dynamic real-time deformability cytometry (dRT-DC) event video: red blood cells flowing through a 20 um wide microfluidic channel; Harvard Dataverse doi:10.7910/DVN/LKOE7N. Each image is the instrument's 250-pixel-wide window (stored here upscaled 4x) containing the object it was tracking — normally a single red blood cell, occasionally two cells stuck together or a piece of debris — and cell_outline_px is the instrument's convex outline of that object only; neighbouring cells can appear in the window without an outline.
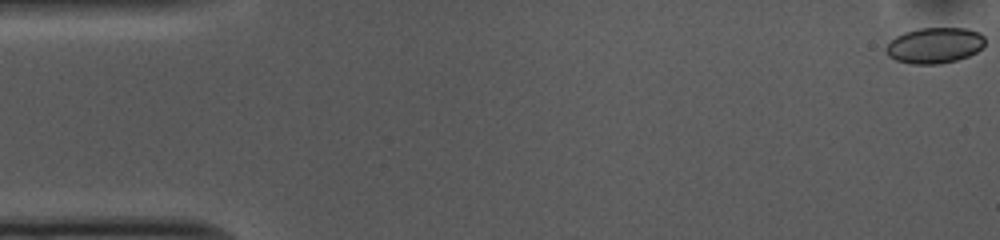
{"species": "common noctule bat (a hibernating species)", "species_latin": "Nyctalus noctula", "temperature_condition": "cold", "stored_images_in_passage": 10, "camera_frame_rate_fps": 3000, "um_per_image_px": 0.085, "animal": {"sex": "female", "body_mass_g": 10.0, "forearm_length_mm": 53.1}, "frame": {"image": 1, "passage_image": 1, "time_ms": 0.0, "image_size_px": [1000, 240], "cell_outline_px": [[984, 44], [976, 52], [968, 56], [956, 60], [940, 64], [912, 64], [896, 60], [888, 56], [884, 48], [896, 36], [904, 32], [920, 28], [968, 28], [980, 32], [984, 36]], "centroid_in_image_um": [79.44, 3.85], "position_along_channel_um": 5.6, "area_um2": 20.69}}